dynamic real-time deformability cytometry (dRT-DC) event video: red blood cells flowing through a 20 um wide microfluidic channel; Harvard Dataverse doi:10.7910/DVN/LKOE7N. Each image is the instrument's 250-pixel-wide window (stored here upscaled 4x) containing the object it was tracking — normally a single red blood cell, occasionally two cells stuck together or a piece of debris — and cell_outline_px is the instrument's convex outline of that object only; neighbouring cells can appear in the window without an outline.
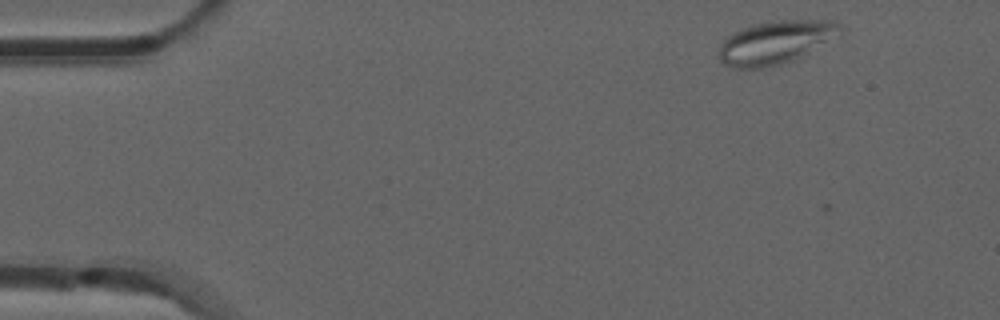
{"species": "common noctule bat (a hibernating species)", "species_latin": "Nyctalus noctula", "temperature_condition": "room temperature", "stored_images_in_passage": 3, "camera_frame_rate_fps": 3000, "um_per_image_px": 0.085, "animal": {"sex": "male", "forearm_length_mm": 52.5}, "frame": {"image": 1, "passage_image": 2, "time_ms": 0.333, "image_size_px": [1000, 320], "cell_outline_px": [[844, 32], [840, 36], [792, 60], [780, 64], [764, 68], [732, 68], [724, 64], [720, 60], [720, 44], [732, 32], [740, 28], [756, 24], [776, 20], [832, 20], [840, 24], [844, 28]], "centroid_in_image_um": [65.96, 3.58], "position_along_channel_um": 19.0, "area_um2": 30.63}}